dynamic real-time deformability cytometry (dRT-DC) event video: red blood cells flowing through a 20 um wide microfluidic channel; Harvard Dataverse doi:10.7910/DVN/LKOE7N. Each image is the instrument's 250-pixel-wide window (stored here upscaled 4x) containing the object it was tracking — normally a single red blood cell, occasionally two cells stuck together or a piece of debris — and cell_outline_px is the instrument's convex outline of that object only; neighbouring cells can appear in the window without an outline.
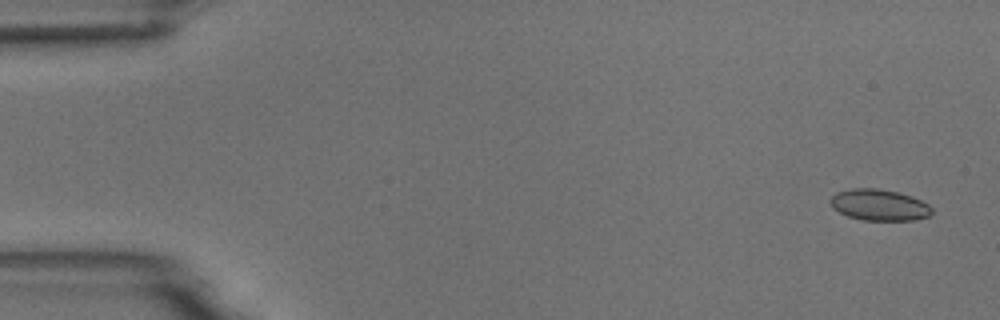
{"species": "common noctule bat (a hibernating species)", "species_latin": "Nyctalus noctula", "temperature_condition": "room temperature", "stored_images_in_passage": 5, "camera_frame_rate_fps": 3000, "um_per_image_px": 0.085, "animal": {"sex": "male", "body_mass_g": 18.8}, "frame": {"image": 1, "passage_image": 1, "time_ms": 0.0, "image_size_px": [1000, 320], "cell_outline_px": [[932, 212], [928, 216], [916, 220], [860, 220], [848, 216], [832, 208], [828, 200], [836, 192], [852, 188], [876, 188], [896, 192], [912, 196], [928, 204], [932, 208]], "centroid_in_image_um": [74.7, 17.42], "position_along_channel_um": 10.3, "area_um2": 18.55}}
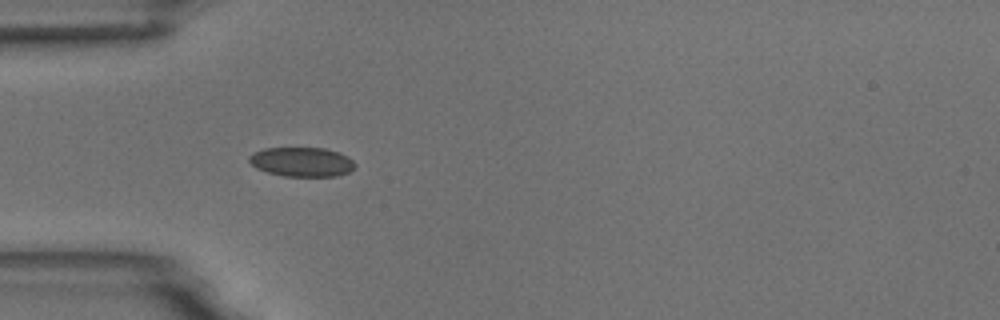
{"frame": {"image": 2, "passage_image": 5, "time_ms": 4.667, "image_size_px": [1000, 320], "cell_outline_px": [[356, 168], [348, 172], [336, 176], [284, 176], [268, 172], [256, 168], [248, 160], [248, 156], [252, 152], [264, 148], [324, 148], [340, 152], [348, 156], [356, 164]], "centroid_in_image_um": [25.66, 13.75], "position_along_channel_um": 59.3, "area_um2": 18.26}}